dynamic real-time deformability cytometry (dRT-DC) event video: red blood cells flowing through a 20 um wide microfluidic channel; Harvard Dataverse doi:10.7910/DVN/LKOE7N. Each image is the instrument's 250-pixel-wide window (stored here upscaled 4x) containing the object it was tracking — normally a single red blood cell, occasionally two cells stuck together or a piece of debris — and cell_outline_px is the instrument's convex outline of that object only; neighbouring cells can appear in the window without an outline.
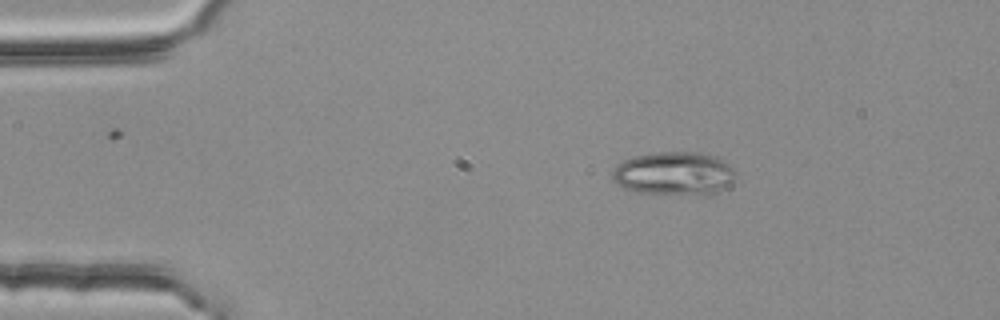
{"species": "common noctule bat (a hibernating species)", "species_latin": "Nyctalus noctula", "temperature_condition": "room temperature", "stored_images_in_passage": 3, "camera_frame_rate_fps": 3000, "um_per_image_px": 0.085, "animal": {"sex": "female", "body_mass_g": 25.1}, "frame": {"image": 1, "passage_image": 1, "time_ms": 0.0, "image_size_px": [1000, 320], "cell_outline_px": [[732, 180], [716, 196], [704, 196], [632, 192], [616, 184], [612, 180], [612, 172], [624, 160], [632, 156], [656, 152], [700, 152], [716, 156], [732, 164]], "centroid_in_image_um": [57.31, 14.77], "position_along_channel_um": 27.7, "area_um2": 31.79}}